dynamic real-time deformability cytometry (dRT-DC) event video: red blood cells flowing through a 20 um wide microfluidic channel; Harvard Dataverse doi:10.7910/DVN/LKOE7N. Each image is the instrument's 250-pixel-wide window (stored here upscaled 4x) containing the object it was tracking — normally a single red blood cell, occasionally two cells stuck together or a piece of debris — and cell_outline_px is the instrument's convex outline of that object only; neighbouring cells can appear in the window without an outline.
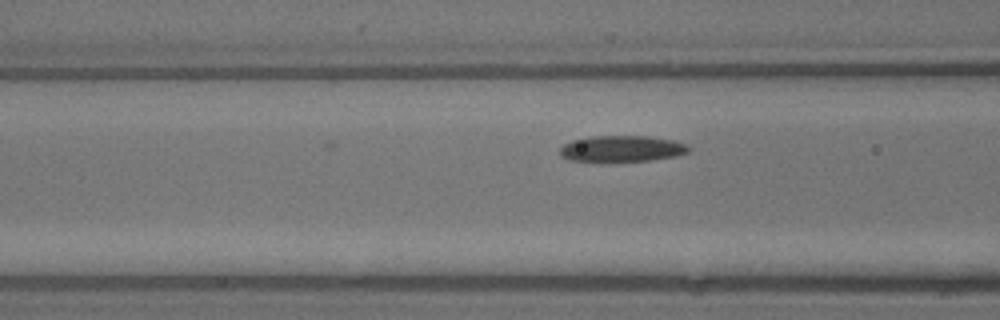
{"species": "common noctule bat (a hibernating species)", "species_latin": "Nyctalus noctula", "temperature_condition": "warm", "stored_images_in_passage": 6, "camera_frame_rate_fps": 3000, "um_per_image_px": 0.085, "animal": {"sex": "male", "body_mass_g": 13.3}, "frame": {"image": 1, "passage_image": 5, "time_ms": 1.333, "image_size_px": [1000, 320], "cell_outline_px": [[692, 148], [688, 152], [676, 156], [652, 160], [568, 160], [560, 156], [560, 148], [564, 144], [572, 140], [592, 136], [648, 136], [672, 140], [684, 144]], "centroid_in_image_um": [52.86, 12.62], "position_along_channel_um": 113.7, "area_um2": 19.25}}